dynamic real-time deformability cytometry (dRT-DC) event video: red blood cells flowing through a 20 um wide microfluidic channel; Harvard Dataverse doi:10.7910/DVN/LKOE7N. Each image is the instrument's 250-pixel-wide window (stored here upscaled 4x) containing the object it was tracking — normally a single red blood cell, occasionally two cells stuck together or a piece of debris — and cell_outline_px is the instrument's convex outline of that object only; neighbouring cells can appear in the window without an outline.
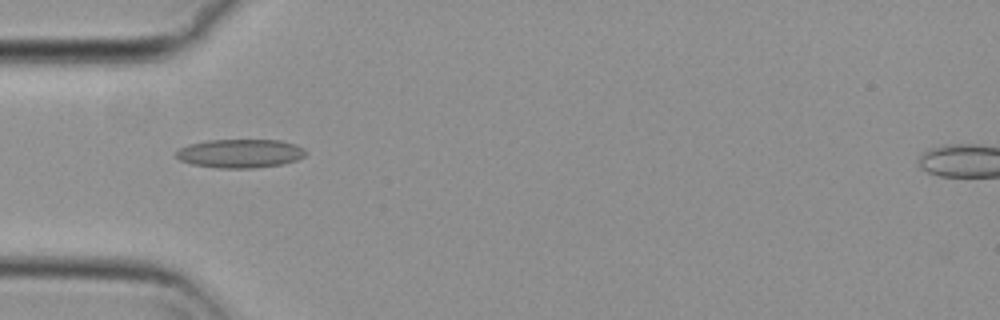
{"species": "common noctule bat (a hibernating species)", "species_latin": "Nyctalus noctula", "temperature_condition": "cold", "stored_images_in_passage": 48, "camera_frame_rate_fps": 3000, "um_per_image_px": 0.085, "animal": {"sex": "female", "body_mass_g": 29.2, "forearm_length_mm": 56.3}, "frame": {"image": 1, "passage_image": 10, "time_ms": 3.0, "image_size_px": [1000, 320], "cell_outline_px": [[308, 152], [304, 156], [296, 160], [280, 164], [252, 168], [220, 168], [192, 164], [180, 160], [176, 156], [176, 152], [180, 148], [188, 144], [208, 140], [280, 140], [296, 144], [304, 148]], "centroid_in_image_um": [20.43, 13.03], "position_along_channel_um": 64.6, "area_um2": 21.62}}
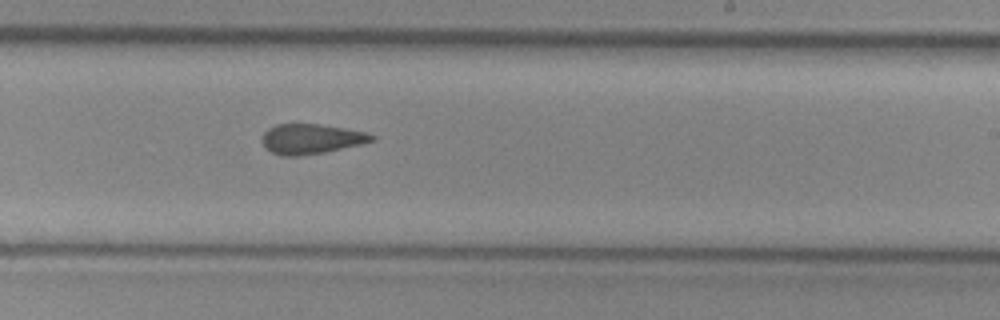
{"frame": {"image": 2, "passage_image": 26, "time_ms": 8.333, "image_size_px": [1000, 320], "cell_outline_px": [[376, 140], [364, 144], [324, 152], [300, 156], [280, 156], [272, 152], [264, 144], [264, 132], [268, 128], [276, 124], [320, 124], [368, 132], [376, 136]], "centroid_in_image_um": [26.52, 11.81], "position_along_channel_um": 262.5, "area_um2": 19.19}}
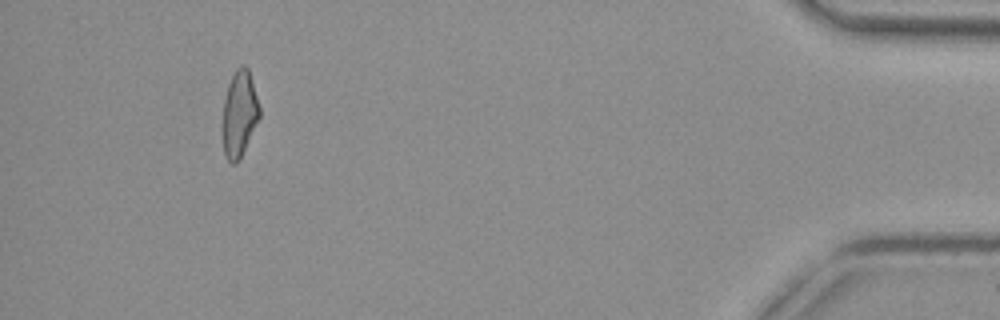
{"frame": {"image": 3, "passage_image": 44, "time_ms": 14.333, "image_size_px": [1000, 320], "cell_outline_px": [[260, 116], [236, 164], [232, 164], [224, 156], [224, 100], [228, 84], [236, 68], [240, 64], [244, 64], [248, 68], [260, 108]], "centroid_in_image_um": [20.35, 9.62], "position_along_channel_um": 414.8, "area_um2": 17.92}, "authors_computed_cell_mechanics": {"area_um2": 19.5653, "velocity_mm_per_s": 3.7215, "shape_relaxation_time_tau1_ms": null, "shape_relaxation_time_tau2_ms": 3.6351, "deformation_change_tau1": null, "deformation_change_tau2": 0.1313}}